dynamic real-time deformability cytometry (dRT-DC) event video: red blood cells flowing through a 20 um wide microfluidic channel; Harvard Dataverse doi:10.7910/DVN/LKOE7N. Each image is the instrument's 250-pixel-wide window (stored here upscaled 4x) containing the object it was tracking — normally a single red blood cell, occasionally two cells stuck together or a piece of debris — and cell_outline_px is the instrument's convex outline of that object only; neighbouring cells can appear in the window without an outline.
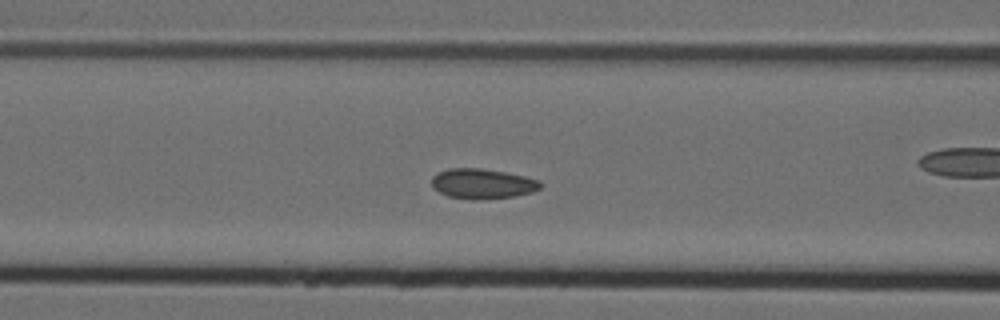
{"species": "Egyptian fruit bat (a non-hibernating species)", "species_latin": "Rousettus aegyptiacus", "temperature_condition": "cold", "stored_images_in_passage": 53, "camera_frame_rate_fps": 3000, "um_per_image_px": 0.085, "animal": {"sex": "female"}, "frame": {"image": 1, "passage_image": 20, "time_ms": 6.333, "image_size_px": [1000, 320], "cell_outline_px": [[544, 184], [540, 188], [532, 192], [516, 196], [476, 200], [448, 196], [432, 188], [432, 176], [448, 168], [480, 168], [504, 172], [524, 176], [540, 180]], "centroid_in_image_um": [41.03, 15.62], "position_along_channel_um": 125.6, "area_um2": 19.07}}
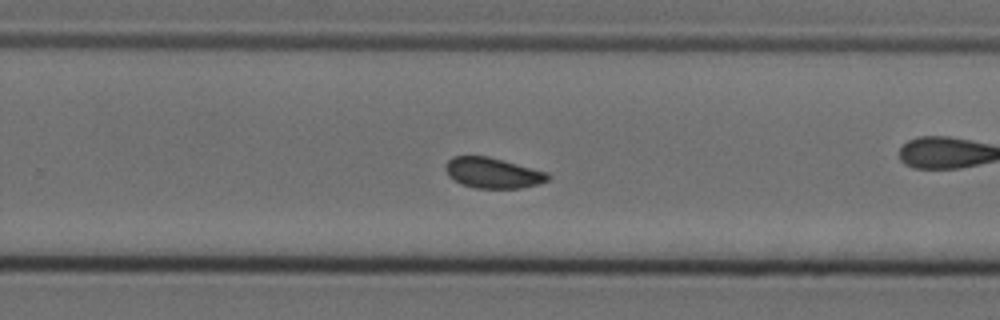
{"frame": {"image": 2, "passage_image": 33, "time_ms": 10.667, "image_size_px": [1000, 320], "cell_outline_px": [[548, 180], [540, 184], [520, 188], [476, 188], [464, 184], [448, 176], [444, 168], [448, 160], [452, 156], [488, 156], [548, 172]], "centroid_in_image_um": [41.89, 14.69], "position_along_channel_um": 287.9, "area_um2": 18.09}}
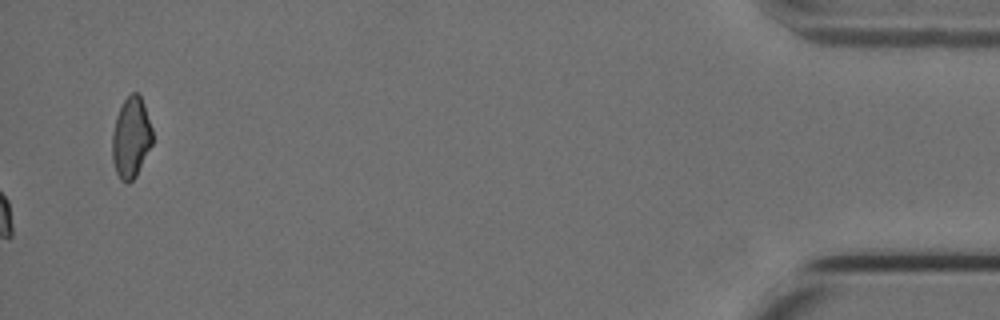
{"frame": {"image": 3, "passage_image": 53, "time_ms": 17.333, "image_size_px": [1000, 320], "cell_outline_px": [[152, 144], [136, 176], [128, 184], [120, 180], [116, 172], [112, 160], [112, 132], [116, 116], [124, 100], [132, 92], [136, 92], [140, 96], [144, 104], [152, 128]], "centroid_in_image_um": [11.13, 11.72], "position_along_channel_um": 424.1, "area_um2": 18.96}, "authors_computed_cell_mechanics": {"area_um2": 18.6116, "velocity_mm_per_s": 3.7601, "shape_relaxation_time_tau1_ms": null, "shape_relaxation_time_tau2_ms": 5.5063, "deformation_change_tau1": null, "deformation_change_tau2": 0.0616}}